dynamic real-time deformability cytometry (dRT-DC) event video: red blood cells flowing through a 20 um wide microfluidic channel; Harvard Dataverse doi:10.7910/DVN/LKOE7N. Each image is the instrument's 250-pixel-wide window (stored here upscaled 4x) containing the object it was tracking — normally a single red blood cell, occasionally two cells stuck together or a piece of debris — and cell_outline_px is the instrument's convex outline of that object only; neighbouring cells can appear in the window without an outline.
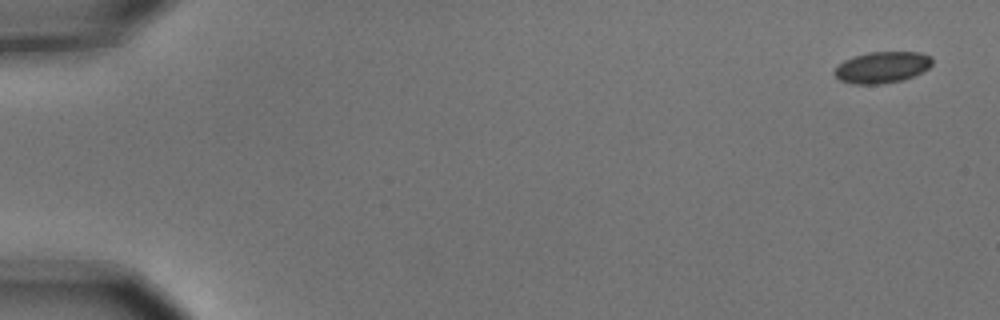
{"species": "common noctule bat (a hibernating species)", "species_latin": "Nyctalus noctula", "temperature_condition": "cold", "stored_images_in_passage": 10, "camera_frame_rate_fps": 3000, "um_per_image_px": 0.085, "animal": {"sex": "male", "body_mass_g": 15.6}, "frame": {"image": 1, "passage_image": 1, "time_ms": 0.0, "image_size_px": [1000, 320], "cell_outline_px": [[932, 64], [928, 68], [912, 76], [900, 80], [880, 84], [852, 84], [840, 80], [832, 72], [844, 60], [852, 56], [868, 52], [920, 52], [932, 56]], "centroid_in_image_um": [74.96, 5.71], "position_along_channel_um": 10.0, "area_um2": 17.8}}
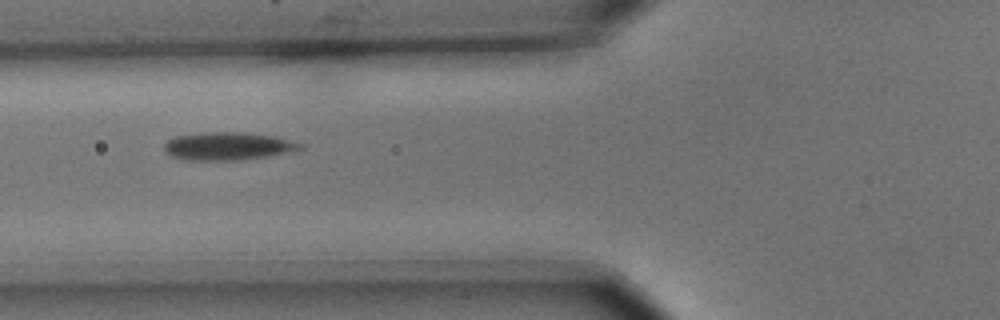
{"frame": {"image": 2, "passage_image": 6, "time_ms": 1.667, "image_size_px": [1000, 320], "cell_outline_px": [[304, 148], [268, 156], [244, 160], [180, 160], [168, 156], [164, 152], [164, 144], [168, 140], [176, 136], [204, 132], [244, 132], [272, 136], [304, 144]], "centroid_in_image_um": [19.29, 12.43], "position_along_channel_um": 106.5, "area_um2": 22.25}}
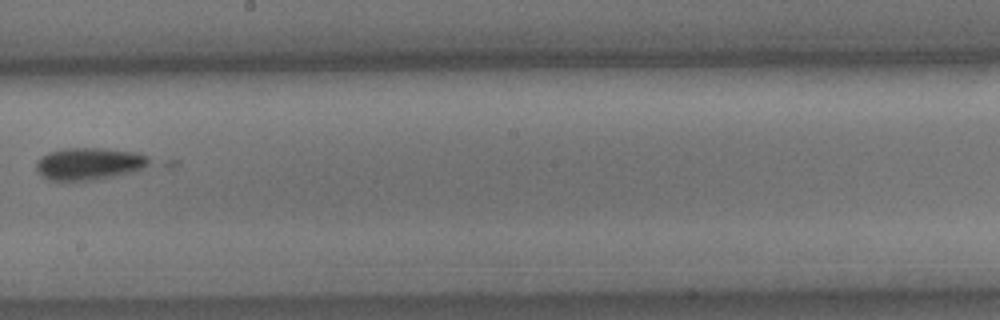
{"frame": {"image": 3, "passage_image": 9, "time_ms": 2.667, "image_size_px": [1000, 320], "cell_outline_px": [[180, 164], [172, 168], [100, 180], [72, 184], [64, 184], [48, 180], [40, 176], [36, 172], [36, 160], [40, 156], [48, 152], [64, 148], [100, 148], [136, 152], [180, 160]], "centroid_in_image_um": [8.26, 13.99], "position_along_channel_um": 239.9, "area_um2": 26.01}}